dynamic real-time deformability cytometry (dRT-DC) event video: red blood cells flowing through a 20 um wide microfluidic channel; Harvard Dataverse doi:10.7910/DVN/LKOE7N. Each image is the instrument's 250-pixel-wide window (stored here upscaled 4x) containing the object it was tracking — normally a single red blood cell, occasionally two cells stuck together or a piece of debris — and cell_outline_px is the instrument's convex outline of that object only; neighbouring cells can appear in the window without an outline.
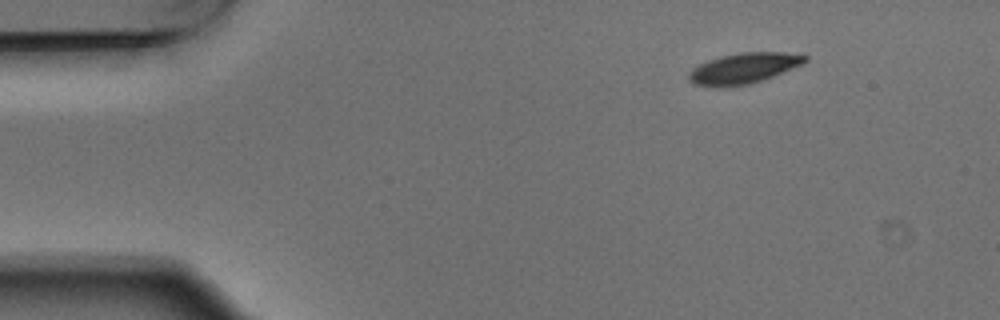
{"species": "Egyptian fruit bat (a non-hibernating species)", "species_latin": "Rousettus aegyptiacus", "temperature_condition": "warm", "stored_images_in_passage": 4, "camera_frame_rate_fps": 3000, "um_per_image_px": 0.085, "animal": {"sex": "male"}, "frame": {"image": 1, "passage_image": 1, "time_ms": 0.0, "image_size_px": [1000, 320], "cell_outline_px": [[808, 60], [800, 64], [772, 76], [748, 84], [720, 88], [696, 84], [688, 80], [688, 72], [692, 68], [708, 60], [720, 56], [740, 52], [784, 52], [808, 56]], "centroid_in_image_um": [63.15, 5.8], "position_along_channel_um": 21.9, "area_um2": 20.52}}
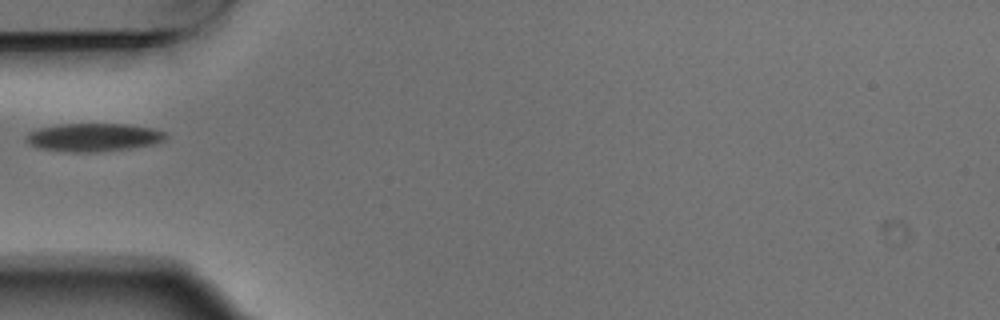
{"frame": {"image": 2, "passage_image": 4, "time_ms": 1.0, "image_size_px": [1000, 320], "cell_outline_px": [[168, 136], [164, 140], [156, 144], [128, 148], [96, 152], [72, 152], [36, 148], [28, 144], [24, 140], [24, 136], [40, 128], [60, 124], [128, 124], [152, 128], [168, 132]], "centroid_in_image_um": [7.97, 11.67], "position_along_channel_um": 77.0, "area_um2": 23.06}}